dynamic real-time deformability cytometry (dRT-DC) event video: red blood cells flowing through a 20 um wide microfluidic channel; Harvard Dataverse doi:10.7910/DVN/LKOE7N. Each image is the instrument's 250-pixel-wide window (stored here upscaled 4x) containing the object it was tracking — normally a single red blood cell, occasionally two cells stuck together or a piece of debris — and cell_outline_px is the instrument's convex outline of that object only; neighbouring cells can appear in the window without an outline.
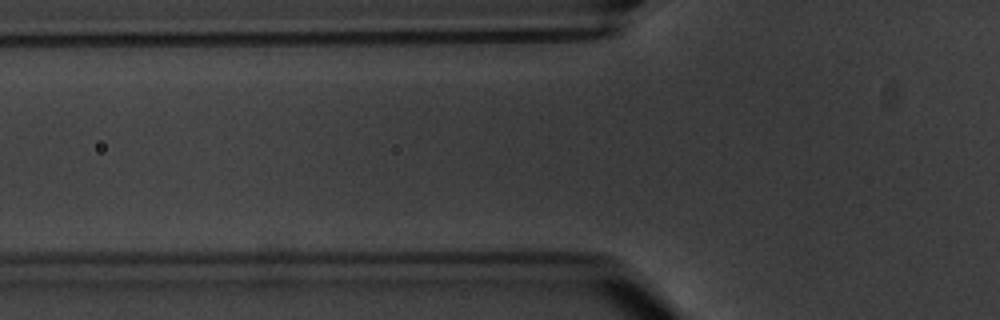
{"species": "common noctule bat (a hibernating species)", "species_latin": "Nyctalus noctula", "temperature_condition": "warm", "stored_images_in_passage": 3, "camera_frame_rate_fps": 3000, "um_per_image_px": 0.085, "animal": {"sex": "male", "body_mass_g": 20.1, "forearm_length_mm": 53.5}, "frame": {"image": 1, "passage_image": 2, "time_ms": 2.0, "image_size_px": [1000, 320], "cell_outline_px": [[576, 192], [568, 208], [556, 212], [476, 208], [456, 204], [448, 192], [448, 188], [460, 184], [548, 188]], "centroid_in_image_um": [43.47, 16.81], "position_along_channel_um": 82.3, "area_um2": 19.54}}